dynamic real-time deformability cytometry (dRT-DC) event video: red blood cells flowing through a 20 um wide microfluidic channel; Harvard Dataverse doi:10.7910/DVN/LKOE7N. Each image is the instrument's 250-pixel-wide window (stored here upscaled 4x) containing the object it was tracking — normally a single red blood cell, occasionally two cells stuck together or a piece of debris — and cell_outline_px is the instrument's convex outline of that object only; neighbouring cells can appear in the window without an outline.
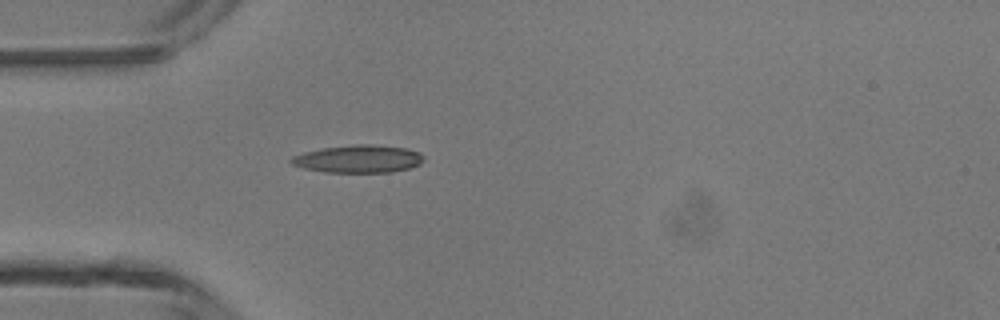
{"species": "common noctule bat (a hibernating species)", "species_latin": "Nyctalus noctula", "temperature_condition": "room temperature", "stored_images_in_passage": 4, "camera_frame_rate_fps": 3000, "um_per_image_px": 0.085, "animal": {"sex": "male", "body_mass_g": 13.3}, "frame": {"image": 1, "passage_image": 4, "time_ms": 4.333, "image_size_px": [1000, 320], "cell_outline_px": [[424, 160], [420, 164], [408, 168], [392, 172], [324, 172], [304, 168], [292, 164], [288, 160], [292, 156], [304, 152], [324, 148], [356, 144], [368, 144], [404, 148], [420, 152], [424, 156]], "centroid_in_image_um": [30.46, 13.51], "position_along_channel_um": 54.5, "area_um2": 21.27}}